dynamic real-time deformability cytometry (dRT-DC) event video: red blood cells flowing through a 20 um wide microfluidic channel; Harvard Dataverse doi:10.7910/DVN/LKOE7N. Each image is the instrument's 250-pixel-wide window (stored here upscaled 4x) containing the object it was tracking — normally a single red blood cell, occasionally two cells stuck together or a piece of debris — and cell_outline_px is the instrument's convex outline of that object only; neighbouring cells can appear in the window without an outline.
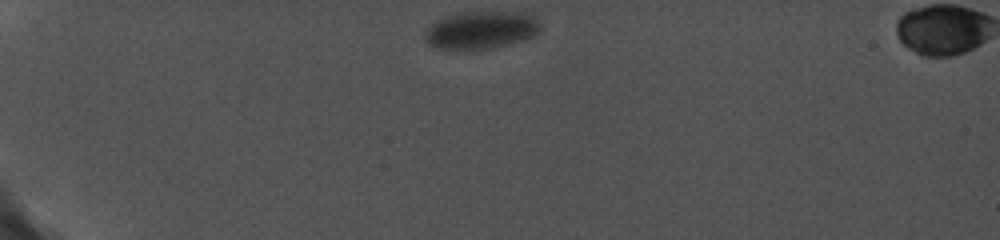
{"species": "common noctule bat (a hibernating species)", "species_latin": "Nyctalus noctula", "temperature_condition": "cold", "stored_images_in_passage": 34, "camera_frame_rate_fps": 5000, "um_per_image_px": 0.085, "animal": {"sex": "female", "body_mass_g": 19.0, "forearm_length_mm": 56.7}, "frame": {"image": 1, "passage_image": 1, "time_ms": 0.0, "image_size_px": [1000, 240], "cell_outline_px": [[540, 32], [524, 40], [492, 48], [432, 48], [424, 40], [424, 32], [428, 24], [440, 16], [460, 12], [524, 12], [536, 16], [540, 24]], "centroid_in_image_um": [40.84, 2.52], "position_along_channel_um": 44.2, "area_um2": 25.78}}
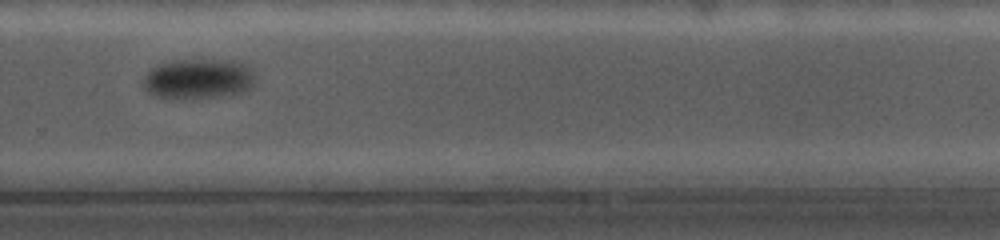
{"frame": {"image": 2, "passage_image": 25, "time_ms": 9.6, "image_size_px": [1000, 240], "cell_outline_px": [[252, 88], [248, 92], [192, 100], [152, 96], [140, 84], [144, 76], [152, 68], [160, 64], [176, 60], [224, 60], [248, 64], [252, 68]], "centroid_in_image_um": [16.83, 6.73], "position_along_channel_um": 313.0, "area_um2": 26.65}}
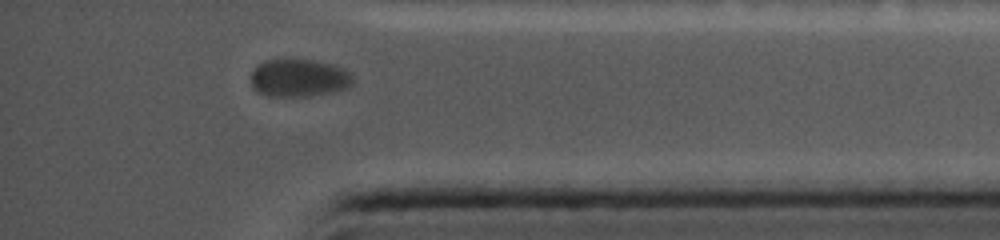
{"frame": {"image": 3, "passage_image": 32, "time_ms": 12.4, "image_size_px": [1000, 240], "cell_outline_px": [[352, 84], [348, 88], [336, 92], [308, 96], [268, 96], [256, 92], [252, 88], [252, 72], [256, 64], [264, 60], [316, 60], [336, 64], [352, 72]], "centroid_in_image_um": [25.44, 6.63], "position_along_channel_um": 409.8, "area_um2": 22.89}}